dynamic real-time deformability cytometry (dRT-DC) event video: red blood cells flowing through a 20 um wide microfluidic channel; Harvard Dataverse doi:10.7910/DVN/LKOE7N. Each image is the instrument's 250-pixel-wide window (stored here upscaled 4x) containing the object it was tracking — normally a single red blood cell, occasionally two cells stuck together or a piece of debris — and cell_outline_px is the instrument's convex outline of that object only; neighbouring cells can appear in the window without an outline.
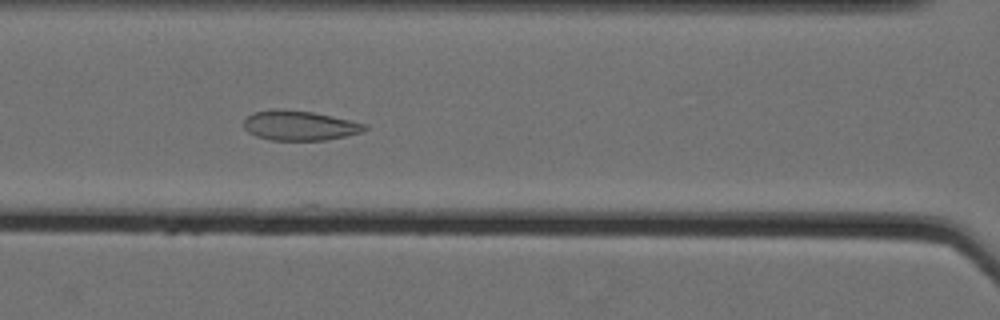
{"species": "Egyptian fruit bat (a non-hibernating species)", "species_latin": "Rousettus aegyptiacus", "temperature_condition": "cold", "stored_images_in_passage": 62, "camera_frame_rate_fps": 3000, "um_per_image_px": 0.085, "animal": {"sex": "female"}, "frame": {"image": 1, "passage_image": 32, "time_ms": 10.333, "image_size_px": [1000, 320], "cell_outline_px": [[368, 128], [364, 132], [324, 140], [272, 140], [256, 136], [248, 132], [244, 128], [244, 120], [252, 112], [272, 108], [312, 112], [332, 116], [368, 124]], "centroid_in_image_um": [25.46, 10.66], "position_along_channel_um": 141.1, "area_um2": 21.04}}
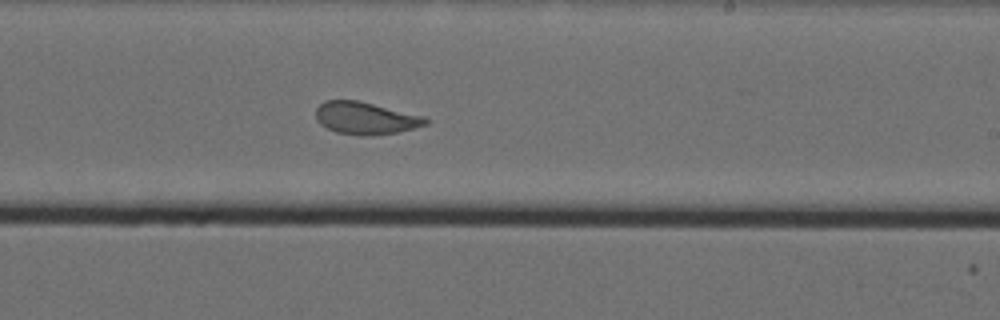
{"frame": {"image": 2, "passage_image": 42, "time_ms": 13.667, "image_size_px": [1000, 320], "cell_outline_px": [[428, 124], [396, 132], [372, 136], [360, 136], [336, 132], [320, 124], [316, 120], [316, 108], [324, 100], [360, 100], [424, 116], [428, 120]], "centroid_in_image_um": [31.05, 10.03], "position_along_channel_um": 258.0, "area_um2": 20.81}}
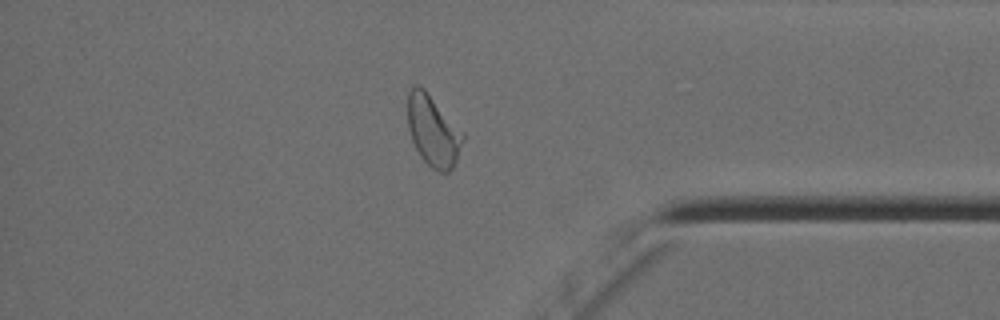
{"frame": {"image": 3, "passage_image": 55, "time_ms": 18.0, "image_size_px": [1000, 320], "cell_outline_px": [[464, 140], [456, 160], [452, 168], [448, 172], [440, 172], [432, 168], [420, 156], [412, 140], [408, 128], [408, 92], [416, 84], [420, 84], [424, 88], [464, 132]], "centroid_in_image_um": [36.82, 11.1], "position_along_channel_um": 398.4, "area_um2": 22.77}, "authors_computed_cell_mechanics": {"area_um2": 24.2471, "velocity_mm_per_s": 3.5151, "shape_relaxation_time_tau1_ms": 6.2938, "shape_relaxation_time_tau2_ms": 0.9193, "deformation_change_tau1": 0.1299, "deformation_change_tau2": 0.0683}}